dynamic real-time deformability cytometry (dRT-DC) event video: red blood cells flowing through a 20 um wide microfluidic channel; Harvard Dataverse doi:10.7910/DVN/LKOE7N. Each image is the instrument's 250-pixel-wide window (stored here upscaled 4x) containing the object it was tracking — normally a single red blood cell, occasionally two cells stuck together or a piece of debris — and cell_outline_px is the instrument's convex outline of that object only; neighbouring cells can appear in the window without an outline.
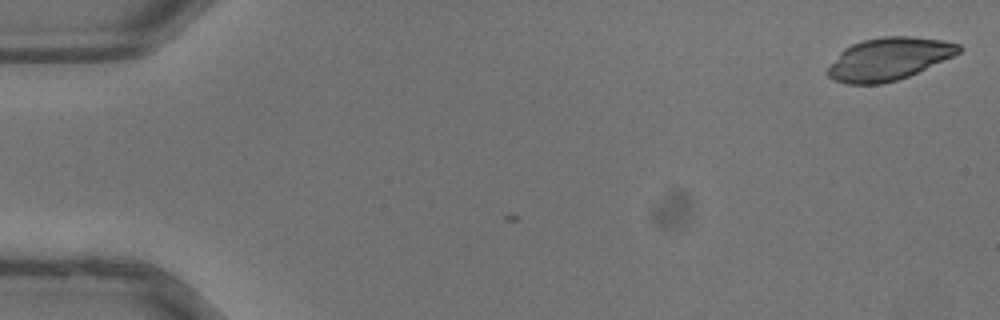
{"species": "common noctule bat (a hibernating species)", "species_latin": "Nyctalus noctula", "temperature_condition": "warm", "stored_images_in_passage": 16, "camera_frame_rate_fps": 3000, "um_per_image_px": 0.085, "animal": {"sex": "male", "body_mass_g": 13.3}, "frame": {"image": 1, "passage_image": 1, "time_ms": 0.0, "image_size_px": [1000, 320], "cell_outline_px": [[964, 48], [960, 52], [952, 56], [908, 76], [896, 80], [880, 84], [848, 84], [836, 80], [828, 76], [828, 68], [840, 52], [844, 48], [852, 44], [864, 40], [884, 36], [912, 36], [944, 40], [960, 44]], "centroid_in_image_um": [75.56, 4.99], "position_along_channel_um": 9.4, "area_um2": 32.14}}
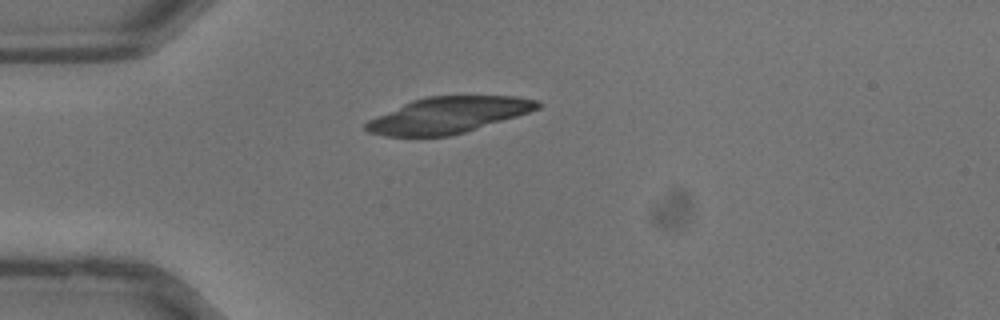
{"frame": {"image": 2, "passage_image": 10, "time_ms": 3.0, "image_size_px": [1000, 320], "cell_outline_px": [[540, 108], [516, 116], [464, 132], [448, 136], [388, 136], [368, 132], [364, 128], [364, 124], [368, 120], [376, 116], [412, 100], [428, 96], [516, 96], [540, 100]], "centroid_in_image_um": [38.09, 9.77], "position_along_channel_um": 46.9, "area_um2": 35.78}}
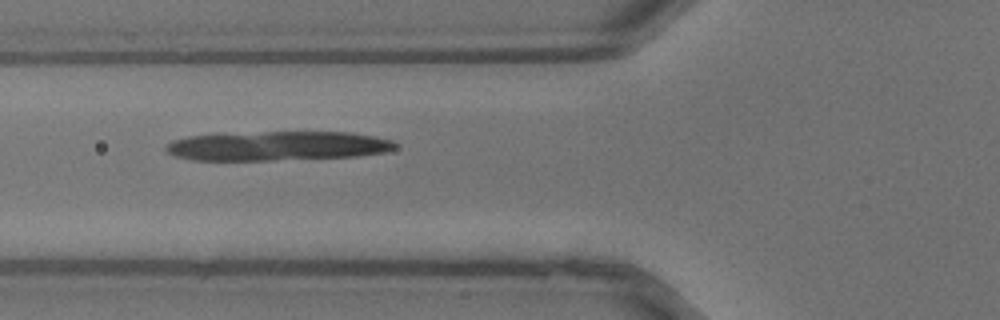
{"frame": {"image": 3, "passage_image": 14, "time_ms": 4.333, "image_size_px": [1000, 320], "cell_outline_px": [[396, 148], [384, 152], [360, 156], [276, 160], [192, 160], [172, 156], [164, 152], [164, 148], [172, 140], [188, 136], [264, 132], [352, 132], [376, 136], [392, 140], [396, 144]], "centroid_in_image_um": [23.58, 12.41], "position_along_channel_um": 102.2, "area_um2": 39.36}}